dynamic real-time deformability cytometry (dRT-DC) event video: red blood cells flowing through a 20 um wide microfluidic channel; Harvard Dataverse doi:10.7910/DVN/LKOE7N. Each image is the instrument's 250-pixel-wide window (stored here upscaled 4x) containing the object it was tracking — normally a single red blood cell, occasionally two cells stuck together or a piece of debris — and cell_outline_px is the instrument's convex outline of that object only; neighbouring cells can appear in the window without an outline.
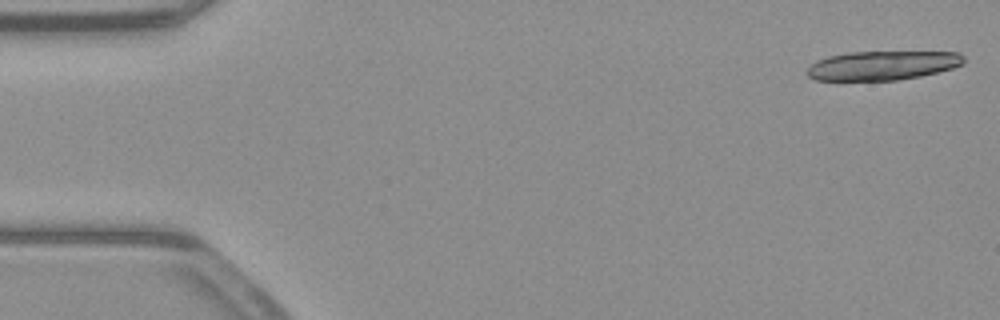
{"species": "common noctule bat (a hibernating species)", "species_latin": "Nyctalus noctula", "temperature_condition": "warm", "stored_images_in_passage": 17, "camera_frame_rate_fps": 3000, "um_per_image_px": 0.085, "animal": {"sex": "male", "body_mass_g": 23.1, "forearm_length_mm": 52.7}, "frame": {"image": 1, "passage_image": 1, "time_ms": 0.0, "image_size_px": [1000, 320], "cell_outline_px": [[964, 64], [952, 68], [920, 76], [896, 80], [816, 80], [808, 76], [808, 68], [816, 60], [828, 56], [848, 52], [960, 52], [964, 56]], "centroid_in_image_um": [75.02, 5.56], "position_along_channel_um": 10.0, "area_um2": 26.47}}